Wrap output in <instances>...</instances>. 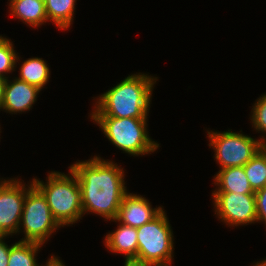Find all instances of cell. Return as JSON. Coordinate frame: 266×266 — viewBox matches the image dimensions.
Masks as SVG:
<instances>
[{
	"instance_id": "cell-1",
	"label": "cell",
	"mask_w": 266,
	"mask_h": 266,
	"mask_svg": "<svg viewBox=\"0 0 266 266\" xmlns=\"http://www.w3.org/2000/svg\"><path fill=\"white\" fill-rule=\"evenodd\" d=\"M70 168L81 189L83 215L95 213L106 221L115 220L127 187L124 170L117 163L94 156Z\"/></svg>"
},
{
	"instance_id": "cell-2",
	"label": "cell",
	"mask_w": 266,
	"mask_h": 266,
	"mask_svg": "<svg viewBox=\"0 0 266 266\" xmlns=\"http://www.w3.org/2000/svg\"><path fill=\"white\" fill-rule=\"evenodd\" d=\"M157 80V77L144 73L128 75L97 97L90 117L147 119Z\"/></svg>"
},
{
	"instance_id": "cell-3",
	"label": "cell",
	"mask_w": 266,
	"mask_h": 266,
	"mask_svg": "<svg viewBox=\"0 0 266 266\" xmlns=\"http://www.w3.org/2000/svg\"><path fill=\"white\" fill-rule=\"evenodd\" d=\"M47 176V182L33 178V184L45 196L53 217L62 227L75 224L83 216L81 189L75 173L69 169L67 175L52 171Z\"/></svg>"
},
{
	"instance_id": "cell-4",
	"label": "cell",
	"mask_w": 266,
	"mask_h": 266,
	"mask_svg": "<svg viewBox=\"0 0 266 266\" xmlns=\"http://www.w3.org/2000/svg\"><path fill=\"white\" fill-rule=\"evenodd\" d=\"M105 137L124 153L139 156L151 154L160 146L152 141L147 131V119L91 117Z\"/></svg>"
},
{
	"instance_id": "cell-5",
	"label": "cell",
	"mask_w": 266,
	"mask_h": 266,
	"mask_svg": "<svg viewBox=\"0 0 266 266\" xmlns=\"http://www.w3.org/2000/svg\"><path fill=\"white\" fill-rule=\"evenodd\" d=\"M137 241L136 259L155 266H171L174 236L164 210L150 222L137 227Z\"/></svg>"
},
{
	"instance_id": "cell-6",
	"label": "cell",
	"mask_w": 266,
	"mask_h": 266,
	"mask_svg": "<svg viewBox=\"0 0 266 266\" xmlns=\"http://www.w3.org/2000/svg\"><path fill=\"white\" fill-rule=\"evenodd\" d=\"M241 132L242 130L240 133L231 130L223 132L207 130L209 147L214 150V158L220 164V169L244 166L266 145L264 136L254 139Z\"/></svg>"
},
{
	"instance_id": "cell-7",
	"label": "cell",
	"mask_w": 266,
	"mask_h": 266,
	"mask_svg": "<svg viewBox=\"0 0 266 266\" xmlns=\"http://www.w3.org/2000/svg\"><path fill=\"white\" fill-rule=\"evenodd\" d=\"M60 227L62 226L53 217L45 196L33 184L27 190L24 200L18 234L23 232L25 235L19 241L45 244Z\"/></svg>"
},
{
	"instance_id": "cell-8",
	"label": "cell",
	"mask_w": 266,
	"mask_h": 266,
	"mask_svg": "<svg viewBox=\"0 0 266 266\" xmlns=\"http://www.w3.org/2000/svg\"><path fill=\"white\" fill-rule=\"evenodd\" d=\"M215 214L228 226L248 225L257 222L255 194L212 192Z\"/></svg>"
},
{
	"instance_id": "cell-9",
	"label": "cell",
	"mask_w": 266,
	"mask_h": 266,
	"mask_svg": "<svg viewBox=\"0 0 266 266\" xmlns=\"http://www.w3.org/2000/svg\"><path fill=\"white\" fill-rule=\"evenodd\" d=\"M32 185L33 181L25 185L17 178L0 181V236L18 233L26 192Z\"/></svg>"
},
{
	"instance_id": "cell-10",
	"label": "cell",
	"mask_w": 266,
	"mask_h": 266,
	"mask_svg": "<svg viewBox=\"0 0 266 266\" xmlns=\"http://www.w3.org/2000/svg\"><path fill=\"white\" fill-rule=\"evenodd\" d=\"M163 210L160 206L152 208L149 200L142 195L127 192L122 199L116 219L111 221L137 228L153 220Z\"/></svg>"
},
{
	"instance_id": "cell-11",
	"label": "cell",
	"mask_w": 266,
	"mask_h": 266,
	"mask_svg": "<svg viewBox=\"0 0 266 266\" xmlns=\"http://www.w3.org/2000/svg\"><path fill=\"white\" fill-rule=\"evenodd\" d=\"M39 89L36 86L19 80L15 77L12 81L6 79L1 108L6 113L16 114L27 112L37 101Z\"/></svg>"
},
{
	"instance_id": "cell-12",
	"label": "cell",
	"mask_w": 266,
	"mask_h": 266,
	"mask_svg": "<svg viewBox=\"0 0 266 266\" xmlns=\"http://www.w3.org/2000/svg\"><path fill=\"white\" fill-rule=\"evenodd\" d=\"M105 246L113 253L125 255V259L137 258V228L119 223L115 231L106 234Z\"/></svg>"
},
{
	"instance_id": "cell-13",
	"label": "cell",
	"mask_w": 266,
	"mask_h": 266,
	"mask_svg": "<svg viewBox=\"0 0 266 266\" xmlns=\"http://www.w3.org/2000/svg\"><path fill=\"white\" fill-rule=\"evenodd\" d=\"M9 13L31 27L48 22L43 0H9Z\"/></svg>"
},
{
	"instance_id": "cell-14",
	"label": "cell",
	"mask_w": 266,
	"mask_h": 266,
	"mask_svg": "<svg viewBox=\"0 0 266 266\" xmlns=\"http://www.w3.org/2000/svg\"><path fill=\"white\" fill-rule=\"evenodd\" d=\"M213 180L215 186L217 185L214 192L255 194L247 179L243 166L220 169Z\"/></svg>"
},
{
	"instance_id": "cell-15",
	"label": "cell",
	"mask_w": 266,
	"mask_h": 266,
	"mask_svg": "<svg viewBox=\"0 0 266 266\" xmlns=\"http://www.w3.org/2000/svg\"><path fill=\"white\" fill-rule=\"evenodd\" d=\"M48 21L60 30L69 29L73 23L76 0H43Z\"/></svg>"
},
{
	"instance_id": "cell-16",
	"label": "cell",
	"mask_w": 266,
	"mask_h": 266,
	"mask_svg": "<svg viewBox=\"0 0 266 266\" xmlns=\"http://www.w3.org/2000/svg\"><path fill=\"white\" fill-rule=\"evenodd\" d=\"M20 67L19 80L25 81L30 85L42 88L49 82L50 69L42 58H28Z\"/></svg>"
},
{
	"instance_id": "cell-17",
	"label": "cell",
	"mask_w": 266,
	"mask_h": 266,
	"mask_svg": "<svg viewBox=\"0 0 266 266\" xmlns=\"http://www.w3.org/2000/svg\"><path fill=\"white\" fill-rule=\"evenodd\" d=\"M42 245L37 242H15L10 247L8 266H43L37 264L35 257Z\"/></svg>"
},
{
	"instance_id": "cell-18",
	"label": "cell",
	"mask_w": 266,
	"mask_h": 266,
	"mask_svg": "<svg viewBox=\"0 0 266 266\" xmlns=\"http://www.w3.org/2000/svg\"><path fill=\"white\" fill-rule=\"evenodd\" d=\"M243 168L254 192L264 188L266 186V145Z\"/></svg>"
},
{
	"instance_id": "cell-19",
	"label": "cell",
	"mask_w": 266,
	"mask_h": 266,
	"mask_svg": "<svg viewBox=\"0 0 266 266\" xmlns=\"http://www.w3.org/2000/svg\"><path fill=\"white\" fill-rule=\"evenodd\" d=\"M15 52L11 39L0 35V77L7 79L5 75L16 69V64L20 60Z\"/></svg>"
},
{
	"instance_id": "cell-20",
	"label": "cell",
	"mask_w": 266,
	"mask_h": 266,
	"mask_svg": "<svg viewBox=\"0 0 266 266\" xmlns=\"http://www.w3.org/2000/svg\"><path fill=\"white\" fill-rule=\"evenodd\" d=\"M251 122L252 126L258 133L266 134V93L262 94L252 106Z\"/></svg>"
},
{
	"instance_id": "cell-21",
	"label": "cell",
	"mask_w": 266,
	"mask_h": 266,
	"mask_svg": "<svg viewBox=\"0 0 266 266\" xmlns=\"http://www.w3.org/2000/svg\"><path fill=\"white\" fill-rule=\"evenodd\" d=\"M255 197H256L257 223L263 222L266 225V186L256 191Z\"/></svg>"
},
{
	"instance_id": "cell-22",
	"label": "cell",
	"mask_w": 266,
	"mask_h": 266,
	"mask_svg": "<svg viewBox=\"0 0 266 266\" xmlns=\"http://www.w3.org/2000/svg\"><path fill=\"white\" fill-rule=\"evenodd\" d=\"M6 236H0V266H8L10 245H7L4 240Z\"/></svg>"
},
{
	"instance_id": "cell-23",
	"label": "cell",
	"mask_w": 266,
	"mask_h": 266,
	"mask_svg": "<svg viewBox=\"0 0 266 266\" xmlns=\"http://www.w3.org/2000/svg\"><path fill=\"white\" fill-rule=\"evenodd\" d=\"M124 266H155L151 263L138 260L136 258L125 259Z\"/></svg>"
},
{
	"instance_id": "cell-24",
	"label": "cell",
	"mask_w": 266,
	"mask_h": 266,
	"mask_svg": "<svg viewBox=\"0 0 266 266\" xmlns=\"http://www.w3.org/2000/svg\"><path fill=\"white\" fill-rule=\"evenodd\" d=\"M64 262L56 257L55 255H51L50 259L46 262V265L43 266H66L63 264Z\"/></svg>"
},
{
	"instance_id": "cell-25",
	"label": "cell",
	"mask_w": 266,
	"mask_h": 266,
	"mask_svg": "<svg viewBox=\"0 0 266 266\" xmlns=\"http://www.w3.org/2000/svg\"><path fill=\"white\" fill-rule=\"evenodd\" d=\"M5 82H6V79L0 77V108H1L2 100H3Z\"/></svg>"
},
{
	"instance_id": "cell-26",
	"label": "cell",
	"mask_w": 266,
	"mask_h": 266,
	"mask_svg": "<svg viewBox=\"0 0 266 266\" xmlns=\"http://www.w3.org/2000/svg\"><path fill=\"white\" fill-rule=\"evenodd\" d=\"M254 266H266V259L262 261H257Z\"/></svg>"
}]
</instances>
